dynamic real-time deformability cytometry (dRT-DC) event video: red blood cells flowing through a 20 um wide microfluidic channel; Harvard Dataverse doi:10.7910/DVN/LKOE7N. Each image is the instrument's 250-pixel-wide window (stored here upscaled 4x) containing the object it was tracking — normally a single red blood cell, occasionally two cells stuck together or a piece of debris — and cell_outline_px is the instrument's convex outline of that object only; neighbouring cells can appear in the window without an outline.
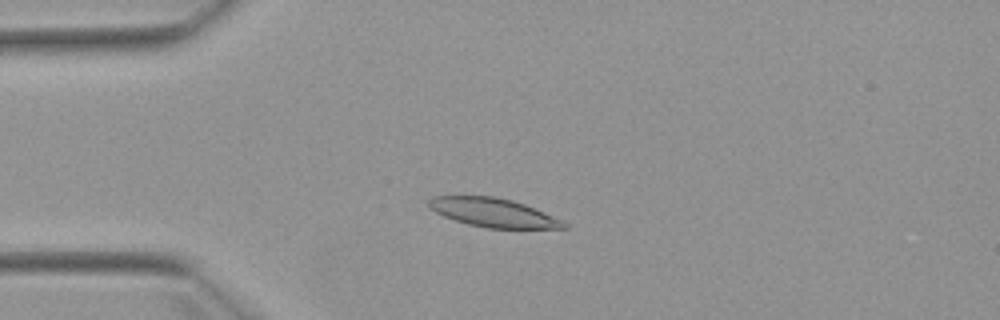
{"species": "Egyptian fruit bat (a non-hibernating species)", "species_latin": "Rousettus aegyptiacus", "temperature_condition": "warm", "stored_images_in_passage": 4, "camera_frame_rate_fps": 3000, "um_per_image_px": 0.085, "animal": {"sex": "female"}, "frame": {"image": 1, "passage_image": 3, "time_ms": 2.333, "image_size_px": [1000, 320], "cell_outline_px": [[568, 228], [488, 228], [468, 224], [444, 216], [436, 212], [428, 204], [428, 200], [432, 196], [492, 196], [512, 200], [524, 204], [564, 220], [568, 224]], "centroid_in_image_um": [41.96, 18.07], "position_along_channel_um": 43.0, "area_um2": 22.48}}